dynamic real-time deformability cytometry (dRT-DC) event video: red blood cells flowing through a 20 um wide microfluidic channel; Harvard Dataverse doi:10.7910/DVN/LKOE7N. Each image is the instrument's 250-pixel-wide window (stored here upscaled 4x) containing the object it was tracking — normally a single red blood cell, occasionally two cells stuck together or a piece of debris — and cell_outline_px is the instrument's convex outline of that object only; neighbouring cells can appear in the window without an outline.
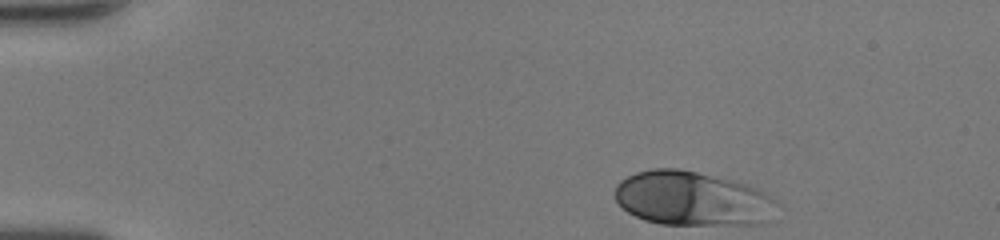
{"species": "human", "species_latin": "Homo sapiens", "temperature_condition": "room temperature", "stored_images_in_passage": 35, "camera_frame_rate_fps": 3000, "um_per_image_px": 0.085, "donor": {"sex": "female"}, "frame": {"image": 1, "passage_image": 1, "time_ms": 0.0, "image_size_px": [1000, 240], "cell_outline_px": [[780, 204], [768, 220], [764, 224], [660, 224], [644, 220], [628, 212], [616, 200], [616, 184], [620, 180], [636, 172], [652, 168], [676, 168], [696, 172], [732, 180], [748, 184], [764, 192], [776, 200]], "centroid_in_image_um": [58.87, 16.88], "position_along_channel_um": 26.1, "area_um2": 51.27}}
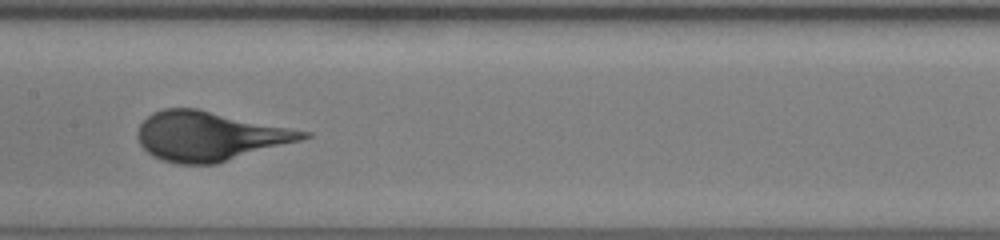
{"frame": {"image": 2, "passage_image": 19, "time_ms": 6.0, "image_size_px": [1000, 240], "cell_outline_px": [[312, 136], [300, 140], [216, 164], [176, 164], [152, 156], [140, 144], [136, 136], [136, 132], [140, 124], [152, 112], [164, 108], [196, 108], [312, 132]], "centroid_in_image_um": [17.78, 11.56], "position_along_channel_um": 189.6, "area_um2": 47.4}}
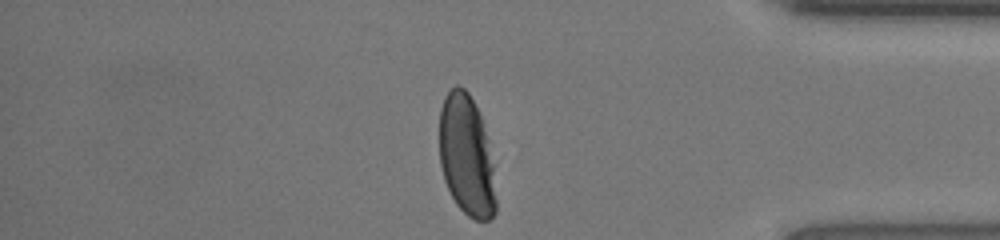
{"frame": {"image": 3, "passage_image": 35, "time_ms": 11.333, "image_size_px": [1000, 240], "cell_outline_px": [[496, 212], [488, 220], [476, 220], [468, 216], [456, 204], [444, 180], [440, 164], [440, 108], [444, 96], [456, 84], [464, 88], [468, 92], [480, 116], [492, 164], [496, 200]], "centroid_in_image_um": [39.63, 13.25], "position_along_channel_um": 395.6, "area_um2": 39.25}}